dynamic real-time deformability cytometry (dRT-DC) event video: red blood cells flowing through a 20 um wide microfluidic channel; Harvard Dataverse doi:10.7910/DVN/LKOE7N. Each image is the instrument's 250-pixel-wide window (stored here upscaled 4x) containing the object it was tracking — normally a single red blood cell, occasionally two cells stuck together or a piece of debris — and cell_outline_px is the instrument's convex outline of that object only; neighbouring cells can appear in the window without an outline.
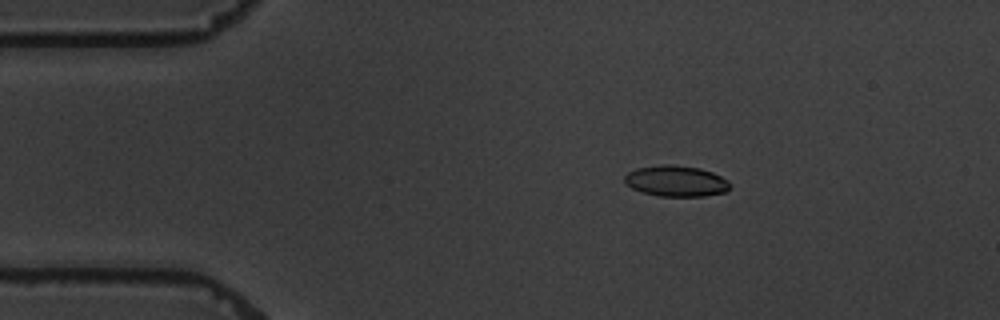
{"species": "common noctule bat (a hibernating species)", "species_latin": "Nyctalus noctula", "temperature_condition": "warm", "stored_images_in_passage": 4, "camera_frame_rate_fps": 3000, "um_per_image_px": 0.085, "animal": {"sex": "male", "body_mass_g": 19.5, "forearm_length_mm": 54.6}, "frame": {"image": 1, "passage_image": 2, "time_ms": 2.0, "image_size_px": [1000, 320], "cell_outline_px": [[732, 184], [724, 192], [704, 196], [660, 196], [644, 192], [632, 188], [624, 184], [624, 176], [628, 172], [636, 168], [664, 164], [672, 164], [700, 168], [712, 172], [728, 180]], "centroid_in_image_um": [57.45, 15.38], "position_along_channel_um": 27.5, "area_um2": 19.02}}
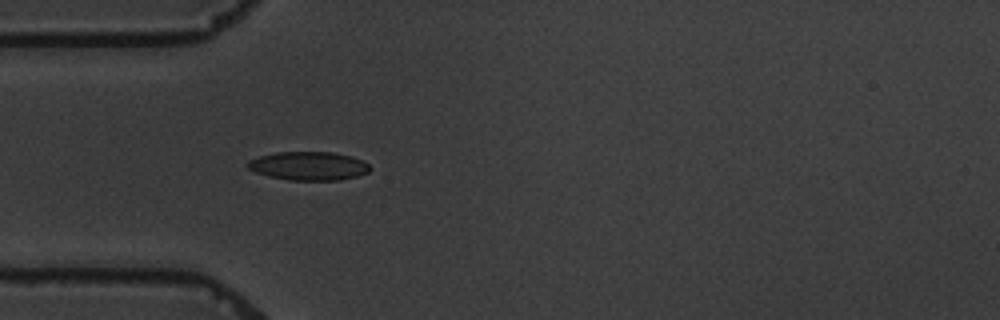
{"frame": {"image": 2, "passage_image": 4, "time_ms": 4.333, "image_size_px": [1000, 320], "cell_outline_px": [[372, 168], [368, 172], [356, 176], [340, 180], [288, 180], [268, 176], [256, 172], [248, 168], [244, 164], [248, 160], [260, 156], [276, 152], [332, 152], [352, 156], [368, 164]], "centroid_in_image_um": [26.21, 14.1], "position_along_channel_um": 58.8, "area_um2": 20.4}}